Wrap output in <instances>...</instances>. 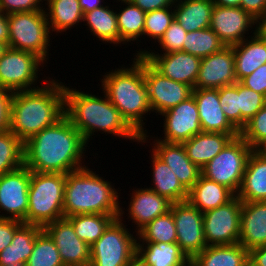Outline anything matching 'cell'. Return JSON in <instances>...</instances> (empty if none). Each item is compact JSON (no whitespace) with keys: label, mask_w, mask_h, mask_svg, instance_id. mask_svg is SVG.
I'll return each instance as SVG.
<instances>
[{"label":"cell","mask_w":266,"mask_h":266,"mask_svg":"<svg viewBox=\"0 0 266 266\" xmlns=\"http://www.w3.org/2000/svg\"><path fill=\"white\" fill-rule=\"evenodd\" d=\"M133 188L131 200L127 206V219L132 220L135 225V234L143 229L148 223L158 216L166 214L170 211L172 202L166 197L160 196L147 186L144 188Z\"/></svg>","instance_id":"22"},{"label":"cell","mask_w":266,"mask_h":266,"mask_svg":"<svg viewBox=\"0 0 266 266\" xmlns=\"http://www.w3.org/2000/svg\"><path fill=\"white\" fill-rule=\"evenodd\" d=\"M125 266H150L137 252Z\"/></svg>","instance_id":"55"},{"label":"cell","mask_w":266,"mask_h":266,"mask_svg":"<svg viewBox=\"0 0 266 266\" xmlns=\"http://www.w3.org/2000/svg\"><path fill=\"white\" fill-rule=\"evenodd\" d=\"M8 49V44L0 42V57L5 53Z\"/></svg>","instance_id":"58"},{"label":"cell","mask_w":266,"mask_h":266,"mask_svg":"<svg viewBox=\"0 0 266 266\" xmlns=\"http://www.w3.org/2000/svg\"><path fill=\"white\" fill-rule=\"evenodd\" d=\"M30 179L31 171L25 165L0 176V218L27 224Z\"/></svg>","instance_id":"13"},{"label":"cell","mask_w":266,"mask_h":266,"mask_svg":"<svg viewBox=\"0 0 266 266\" xmlns=\"http://www.w3.org/2000/svg\"><path fill=\"white\" fill-rule=\"evenodd\" d=\"M123 6L119 12L116 10L117 26L120 35V45L137 43L143 36L145 12L130 0H116ZM125 5V6H124ZM125 7V8H124ZM140 38V40H139ZM132 41V42H131ZM127 43V44H126Z\"/></svg>","instance_id":"35"},{"label":"cell","mask_w":266,"mask_h":266,"mask_svg":"<svg viewBox=\"0 0 266 266\" xmlns=\"http://www.w3.org/2000/svg\"><path fill=\"white\" fill-rule=\"evenodd\" d=\"M212 0H177L174 5V19L187 31L210 28Z\"/></svg>","instance_id":"29"},{"label":"cell","mask_w":266,"mask_h":266,"mask_svg":"<svg viewBox=\"0 0 266 266\" xmlns=\"http://www.w3.org/2000/svg\"><path fill=\"white\" fill-rule=\"evenodd\" d=\"M240 83L266 97V64H263L252 74L244 77Z\"/></svg>","instance_id":"47"},{"label":"cell","mask_w":266,"mask_h":266,"mask_svg":"<svg viewBox=\"0 0 266 266\" xmlns=\"http://www.w3.org/2000/svg\"><path fill=\"white\" fill-rule=\"evenodd\" d=\"M226 45L211 28L187 32L182 51L197 56L207 57L221 51Z\"/></svg>","instance_id":"37"},{"label":"cell","mask_w":266,"mask_h":266,"mask_svg":"<svg viewBox=\"0 0 266 266\" xmlns=\"http://www.w3.org/2000/svg\"><path fill=\"white\" fill-rule=\"evenodd\" d=\"M196 101L202 132L230 134L233 138L240 132L229 122L219 102V89L192 90Z\"/></svg>","instance_id":"20"},{"label":"cell","mask_w":266,"mask_h":266,"mask_svg":"<svg viewBox=\"0 0 266 266\" xmlns=\"http://www.w3.org/2000/svg\"><path fill=\"white\" fill-rule=\"evenodd\" d=\"M266 105V97L237 82V111H241V130Z\"/></svg>","instance_id":"42"},{"label":"cell","mask_w":266,"mask_h":266,"mask_svg":"<svg viewBox=\"0 0 266 266\" xmlns=\"http://www.w3.org/2000/svg\"><path fill=\"white\" fill-rule=\"evenodd\" d=\"M215 5L224 7H237L240 6L242 0H212Z\"/></svg>","instance_id":"56"},{"label":"cell","mask_w":266,"mask_h":266,"mask_svg":"<svg viewBox=\"0 0 266 266\" xmlns=\"http://www.w3.org/2000/svg\"><path fill=\"white\" fill-rule=\"evenodd\" d=\"M131 66L121 65L102 75L100 89L118 109L127 123L141 136L140 143H150V135L145 129L146 114L152 112L147 87L144 80V58H131ZM144 115V116H143ZM149 138V139H148Z\"/></svg>","instance_id":"4"},{"label":"cell","mask_w":266,"mask_h":266,"mask_svg":"<svg viewBox=\"0 0 266 266\" xmlns=\"http://www.w3.org/2000/svg\"><path fill=\"white\" fill-rule=\"evenodd\" d=\"M240 7L258 21L265 13L266 0H242Z\"/></svg>","instance_id":"51"},{"label":"cell","mask_w":266,"mask_h":266,"mask_svg":"<svg viewBox=\"0 0 266 266\" xmlns=\"http://www.w3.org/2000/svg\"><path fill=\"white\" fill-rule=\"evenodd\" d=\"M42 230L38 225L23 224L15 232L11 244L0 252V266H26L35 239Z\"/></svg>","instance_id":"28"},{"label":"cell","mask_w":266,"mask_h":266,"mask_svg":"<svg viewBox=\"0 0 266 266\" xmlns=\"http://www.w3.org/2000/svg\"><path fill=\"white\" fill-rule=\"evenodd\" d=\"M24 165V143L10 130L0 133V176Z\"/></svg>","instance_id":"39"},{"label":"cell","mask_w":266,"mask_h":266,"mask_svg":"<svg viewBox=\"0 0 266 266\" xmlns=\"http://www.w3.org/2000/svg\"><path fill=\"white\" fill-rule=\"evenodd\" d=\"M240 136L253 150H259L266 143V105L246 123Z\"/></svg>","instance_id":"43"},{"label":"cell","mask_w":266,"mask_h":266,"mask_svg":"<svg viewBox=\"0 0 266 266\" xmlns=\"http://www.w3.org/2000/svg\"><path fill=\"white\" fill-rule=\"evenodd\" d=\"M44 63L36 54L8 47L0 57V87L12 92L40 88L38 73Z\"/></svg>","instance_id":"10"},{"label":"cell","mask_w":266,"mask_h":266,"mask_svg":"<svg viewBox=\"0 0 266 266\" xmlns=\"http://www.w3.org/2000/svg\"><path fill=\"white\" fill-rule=\"evenodd\" d=\"M87 145L64 115L24 142V165L32 172L67 174L89 164L84 163Z\"/></svg>","instance_id":"1"},{"label":"cell","mask_w":266,"mask_h":266,"mask_svg":"<svg viewBox=\"0 0 266 266\" xmlns=\"http://www.w3.org/2000/svg\"><path fill=\"white\" fill-rule=\"evenodd\" d=\"M237 82L233 46L201 58L196 89H220Z\"/></svg>","instance_id":"18"},{"label":"cell","mask_w":266,"mask_h":266,"mask_svg":"<svg viewBox=\"0 0 266 266\" xmlns=\"http://www.w3.org/2000/svg\"><path fill=\"white\" fill-rule=\"evenodd\" d=\"M249 266H266V245L249 251Z\"/></svg>","instance_id":"52"},{"label":"cell","mask_w":266,"mask_h":266,"mask_svg":"<svg viewBox=\"0 0 266 266\" xmlns=\"http://www.w3.org/2000/svg\"><path fill=\"white\" fill-rule=\"evenodd\" d=\"M236 196L242 202L266 201V156L259 150H253L250 154Z\"/></svg>","instance_id":"24"},{"label":"cell","mask_w":266,"mask_h":266,"mask_svg":"<svg viewBox=\"0 0 266 266\" xmlns=\"http://www.w3.org/2000/svg\"><path fill=\"white\" fill-rule=\"evenodd\" d=\"M47 77L40 88L13 92L9 130L23 143L65 115L64 83Z\"/></svg>","instance_id":"3"},{"label":"cell","mask_w":266,"mask_h":266,"mask_svg":"<svg viewBox=\"0 0 266 266\" xmlns=\"http://www.w3.org/2000/svg\"><path fill=\"white\" fill-rule=\"evenodd\" d=\"M72 266H91L90 264H85V265H72Z\"/></svg>","instance_id":"61"},{"label":"cell","mask_w":266,"mask_h":266,"mask_svg":"<svg viewBox=\"0 0 266 266\" xmlns=\"http://www.w3.org/2000/svg\"><path fill=\"white\" fill-rule=\"evenodd\" d=\"M236 195L227 187L204 177L202 174L188 191L187 201L200 212L227 204Z\"/></svg>","instance_id":"27"},{"label":"cell","mask_w":266,"mask_h":266,"mask_svg":"<svg viewBox=\"0 0 266 266\" xmlns=\"http://www.w3.org/2000/svg\"><path fill=\"white\" fill-rule=\"evenodd\" d=\"M26 266H64L58 248L44 230L37 235Z\"/></svg>","instance_id":"40"},{"label":"cell","mask_w":266,"mask_h":266,"mask_svg":"<svg viewBox=\"0 0 266 266\" xmlns=\"http://www.w3.org/2000/svg\"><path fill=\"white\" fill-rule=\"evenodd\" d=\"M110 4L98 7L83 15V22L88 26L90 35L104 44L120 45V35L117 26L116 11L110 8Z\"/></svg>","instance_id":"33"},{"label":"cell","mask_w":266,"mask_h":266,"mask_svg":"<svg viewBox=\"0 0 266 266\" xmlns=\"http://www.w3.org/2000/svg\"><path fill=\"white\" fill-rule=\"evenodd\" d=\"M138 49L134 57L142 56L161 75L191 86L193 89L198 77L201 58L184 51L158 53L153 50ZM154 51V52H153Z\"/></svg>","instance_id":"12"},{"label":"cell","mask_w":266,"mask_h":266,"mask_svg":"<svg viewBox=\"0 0 266 266\" xmlns=\"http://www.w3.org/2000/svg\"><path fill=\"white\" fill-rule=\"evenodd\" d=\"M43 230L58 248L64 266L90 264V246L77 236L66 218L46 224Z\"/></svg>","instance_id":"19"},{"label":"cell","mask_w":266,"mask_h":266,"mask_svg":"<svg viewBox=\"0 0 266 266\" xmlns=\"http://www.w3.org/2000/svg\"><path fill=\"white\" fill-rule=\"evenodd\" d=\"M151 137L156 138L151 143L152 152L169 166L180 183L189 191L201 176V169L187 156L183 144L167 143L158 140L156 136Z\"/></svg>","instance_id":"21"},{"label":"cell","mask_w":266,"mask_h":266,"mask_svg":"<svg viewBox=\"0 0 266 266\" xmlns=\"http://www.w3.org/2000/svg\"><path fill=\"white\" fill-rule=\"evenodd\" d=\"M44 1L45 0H0V10L6 15L44 10Z\"/></svg>","instance_id":"46"},{"label":"cell","mask_w":266,"mask_h":266,"mask_svg":"<svg viewBox=\"0 0 266 266\" xmlns=\"http://www.w3.org/2000/svg\"><path fill=\"white\" fill-rule=\"evenodd\" d=\"M160 116H164L163 130L164 136L157 139L167 143L182 144L196 134L202 132L198 109L194 96L191 95L177 106L166 110Z\"/></svg>","instance_id":"17"},{"label":"cell","mask_w":266,"mask_h":266,"mask_svg":"<svg viewBox=\"0 0 266 266\" xmlns=\"http://www.w3.org/2000/svg\"><path fill=\"white\" fill-rule=\"evenodd\" d=\"M65 85V115L88 145L98 131L106 136L112 134L118 139L122 137L140 143L141 136L122 117L102 89L103 97Z\"/></svg>","instance_id":"2"},{"label":"cell","mask_w":266,"mask_h":266,"mask_svg":"<svg viewBox=\"0 0 266 266\" xmlns=\"http://www.w3.org/2000/svg\"><path fill=\"white\" fill-rule=\"evenodd\" d=\"M151 167L153 184L149 189L172 203L187 201L188 190L180 183L169 166L159 159L151 150ZM152 157V158H151Z\"/></svg>","instance_id":"30"},{"label":"cell","mask_w":266,"mask_h":266,"mask_svg":"<svg viewBox=\"0 0 266 266\" xmlns=\"http://www.w3.org/2000/svg\"><path fill=\"white\" fill-rule=\"evenodd\" d=\"M145 13L165 7H172L177 0H130Z\"/></svg>","instance_id":"50"},{"label":"cell","mask_w":266,"mask_h":266,"mask_svg":"<svg viewBox=\"0 0 266 266\" xmlns=\"http://www.w3.org/2000/svg\"><path fill=\"white\" fill-rule=\"evenodd\" d=\"M137 253L150 266H182L189 260L177 243L137 242Z\"/></svg>","instance_id":"34"},{"label":"cell","mask_w":266,"mask_h":266,"mask_svg":"<svg viewBox=\"0 0 266 266\" xmlns=\"http://www.w3.org/2000/svg\"><path fill=\"white\" fill-rule=\"evenodd\" d=\"M266 156V143L259 149Z\"/></svg>","instance_id":"60"},{"label":"cell","mask_w":266,"mask_h":266,"mask_svg":"<svg viewBox=\"0 0 266 266\" xmlns=\"http://www.w3.org/2000/svg\"><path fill=\"white\" fill-rule=\"evenodd\" d=\"M239 243L248 251L266 245V201L242 203Z\"/></svg>","instance_id":"23"},{"label":"cell","mask_w":266,"mask_h":266,"mask_svg":"<svg viewBox=\"0 0 266 266\" xmlns=\"http://www.w3.org/2000/svg\"><path fill=\"white\" fill-rule=\"evenodd\" d=\"M66 174L31 171L28 191L27 224L42 228L64 218V189Z\"/></svg>","instance_id":"6"},{"label":"cell","mask_w":266,"mask_h":266,"mask_svg":"<svg viewBox=\"0 0 266 266\" xmlns=\"http://www.w3.org/2000/svg\"><path fill=\"white\" fill-rule=\"evenodd\" d=\"M78 1L83 14L92 11L98 7H103L104 5H106L104 3L105 0H78Z\"/></svg>","instance_id":"54"},{"label":"cell","mask_w":266,"mask_h":266,"mask_svg":"<svg viewBox=\"0 0 266 266\" xmlns=\"http://www.w3.org/2000/svg\"><path fill=\"white\" fill-rule=\"evenodd\" d=\"M170 210L177 230V244L186 256L192 259L207 247L203 213L188 201L172 203Z\"/></svg>","instance_id":"14"},{"label":"cell","mask_w":266,"mask_h":266,"mask_svg":"<svg viewBox=\"0 0 266 266\" xmlns=\"http://www.w3.org/2000/svg\"><path fill=\"white\" fill-rule=\"evenodd\" d=\"M219 102L229 122L240 132L241 111H237V82L219 89Z\"/></svg>","instance_id":"44"},{"label":"cell","mask_w":266,"mask_h":266,"mask_svg":"<svg viewBox=\"0 0 266 266\" xmlns=\"http://www.w3.org/2000/svg\"><path fill=\"white\" fill-rule=\"evenodd\" d=\"M257 31L266 37V10L264 15L257 21Z\"/></svg>","instance_id":"57"},{"label":"cell","mask_w":266,"mask_h":266,"mask_svg":"<svg viewBox=\"0 0 266 266\" xmlns=\"http://www.w3.org/2000/svg\"><path fill=\"white\" fill-rule=\"evenodd\" d=\"M210 28L226 46H233L257 32V20L240 6L214 5Z\"/></svg>","instance_id":"16"},{"label":"cell","mask_w":266,"mask_h":266,"mask_svg":"<svg viewBox=\"0 0 266 266\" xmlns=\"http://www.w3.org/2000/svg\"><path fill=\"white\" fill-rule=\"evenodd\" d=\"M23 224L18 220L0 218V252L11 244L15 232Z\"/></svg>","instance_id":"48"},{"label":"cell","mask_w":266,"mask_h":266,"mask_svg":"<svg viewBox=\"0 0 266 266\" xmlns=\"http://www.w3.org/2000/svg\"><path fill=\"white\" fill-rule=\"evenodd\" d=\"M125 208L120 204V213L102 236L90 246L91 266H125L137 252V234H131L125 217ZM124 223H123V222Z\"/></svg>","instance_id":"8"},{"label":"cell","mask_w":266,"mask_h":266,"mask_svg":"<svg viewBox=\"0 0 266 266\" xmlns=\"http://www.w3.org/2000/svg\"><path fill=\"white\" fill-rule=\"evenodd\" d=\"M9 30H8V15L0 10V42L8 44Z\"/></svg>","instance_id":"53"},{"label":"cell","mask_w":266,"mask_h":266,"mask_svg":"<svg viewBox=\"0 0 266 266\" xmlns=\"http://www.w3.org/2000/svg\"><path fill=\"white\" fill-rule=\"evenodd\" d=\"M45 14L51 34H63L83 22L78 0H45ZM78 23V24H77Z\"/></svg>","instance_id":"31"},{"label":"cell","mask_w":266,"mask_h":266,"mask_svg":"<svg viewBox=\"0 0 266 266\" xmlns=\"http://www.w3.org/2000/svg\"><path fill=\"white\" fill-rule=\"evenodd\" d=\"M232 139L233 137L230 134L219 132H200L182 144L190 160L202 169Z\"/></svg>","instance_id":"26"},{"label":"cell","mask_w":266,"mask_h":266,"mask_svg":"<svg viewBox=\"0 0 266 266\" xmlns=\"http://www.w3.org/2000/svg\"><path fill=\"white\" fill-rule=\"evenodd\" d=\"M192 260L197 266H249V251L240 243L207 246Z\"/></svg>","instance_id":"32"},{"label":"cell","mask_w":266,"mask_h":266,"mask_svg":"<svg viewBox=\"0 0 266 266\" xmlns=\"http://www.w3.org/2000/svg\"><path fill=\"white\" fill-rule=\"evenodd\" d=\"M66 219L73 225L77 236L91 246L102 236L116 217L107 214H81Z\"/></svg>","instance_id":"36"},{"label":"cell","mask_w":266,"mask_h":266,"mask_svg":"<svg viewBox=\"0 0 266 266\" xmlns=\"http://www.w3.org/2000/svg\"><path fill=\"white\" fill-rule=\"evenodd\" d=\"M182 266H197L192 259H189L185 264Z\"/></svg>","instance_id":"59"},{"label":"cell","mask_w":266,"mask_h":266,"mask_svg":"<svg viewBox=\"0 0 266 266\" xmlns=\"http://www.w3.org/2000/svg\"><path fill=\"white\" fill-rule=\"evenodd\" d=\"M93 170L85 166L66 174L64 218L81 214H107L118 218L120 188L115 189L111 181Z\"/></svg>","instance_id":"5"},{"label":"cell","mask_w":266,"mask_h":266,"mask_svg":"<svg viewBox=\"0 0 266 266\" xmlns=\"http://www.w3.org/2000/svg\"><path fill=\"white\" fill-rule=\"evenodd\" d=\"M137 242L177 243V230L172 211L158 216L137 233Z\"/></svg>","instance_id":"38"},{"label":"cell","mask_w":266,"mask_h":266,"mask_svg":"<svg viewBox=\"0 0 266 266\" xmlns=\"http://www.w3.org/2000/svg\"><path fill=\"white\" fill-rule=\"evenodd\" d=\"M8 47L49 60L51 32L44 10L8 14ZM51 40V41H50Z\"/></svg>","instance_id":"7"},{"label":"cell","mask_w":266,"mask_h":266,"mask_svg":"<svg viewBox=\"0 0 266 266\" xmlns=\"http://www.w3.org/2000/svg\"><path fill=\"white\" fill-rule=\"evenodd\" d=\"M242 203L235 196L227 204L203 213L204 237L207 246L239 243Z\"/></svg>","instance_id":"11"},{"label":"cell","mask_w":266,"mask_h":266,"mask_svg":"<svg viewBox=\"0 0 266 266\" xmlns=\"http://www.w3.org/2000/svg\"><path fill=\"white\" fill-rule=\"evenodd\" d=\"M174 21V6L157 9L145 14L144 36L155 43L160 40L170 24Z\"/></svg>","instance_id":"41"},{"label":"cell","mask_w":266,"mask_h":266,"mask_svg":"<svg viewBox=\"0 0 266 266\" xmlns=\"http://www.w3.org/2000/svg\"><path fill=\"white\" fill-rule=\"evenodd\" d=\"M12 95V91L0 87V133L10 128Z\"/></svg>","instance_id":"49"},{"label":"cell","mask_w":266,"mask_h":266,"mask_svg":"<svg viewBox=\"0 0 266 266\" xmlns=\"http://www.w3.org/2000/svg\"><path fill=\"white\" fill-rule=\"evenodd\" d=\"M144 80L152 113L158 115L192 95L193 88L161 75L144 59Z\"/></svg>","instance_id":"15"},{"label":"cell","mask_w":266,"mask_h":266,"mask_svg":"<svg viewBox=\"0 0 266 266\" xmlns=\"http://www.w3.org/2000/svg\"><path fill=\"white\" fill-rule=\"evenodd\" d=\"M252 151L253 149L241 136L233 138L201 169V174L237 195Z\"/></svg>","instance_id":"9"},{"label":"cell","mask_w":266,"mask_h":266,"mask_svg":"<svg viewBox=\"0 0 266 266\" xmlns=\"http://www.w3.org/2000/svg\"><path fill=\"white\" fill-rule=\"evenodd\" d=\"M187 31L174 19L158 41L161 53L182 51Z\"/></svg>","instance_id":"45"},{"label":"cell","mask_w":266,"mask_h":266,"mask_svg":"<svg viewBox=\"0 0 266 266\" xmlns=\"http://www.w3.org/2000/svg\"><path fill=\"white\" fill-rule=\"evenodd\" d=\"M235 75L237 82L252 74L258 67L266 64V37L258 31L233 45Z\"/></svg>","instance_id":"25"}]
</instances>
